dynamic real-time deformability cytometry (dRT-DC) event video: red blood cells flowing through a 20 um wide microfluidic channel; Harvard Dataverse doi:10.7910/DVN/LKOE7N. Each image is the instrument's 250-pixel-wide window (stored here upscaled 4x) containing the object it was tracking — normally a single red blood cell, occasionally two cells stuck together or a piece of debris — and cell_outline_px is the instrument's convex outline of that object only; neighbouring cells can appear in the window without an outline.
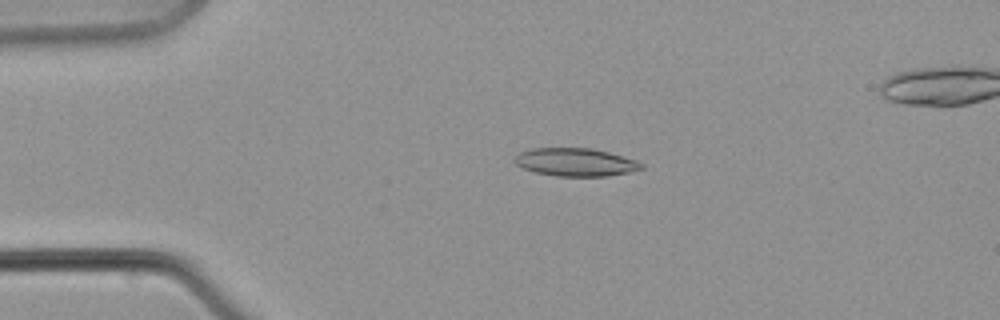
{"species": "common noctule bat (a hibernating species)", "species_latin": "Nyctalus noctula", "temperature_condition": "warm", "stored_images_in_passage": 7, "camera_frame_rate_fps": 3000, "um_per_image_px": 0.085, "animal": {"sex": "male", "body_mass_g": 21.5, "forearm_length_mm": 52.0}, "frame": {"image": 1, "passage_image": 5, "time_ms": 4.667, "image_size_px": [1000, 320], "cell_outline_px": [[644, 168], [628, 172], [608, 176], [556, 176], [536, 172], [524, 168], [516, 164], [512, 160], [520, 152], [532, 148], [592, 148], [608, 152], [636, 160], [644, 164]], "centroid_in_image_um": [48.92, 13.78], "position_along_channel_um": 36.1, "area_um2": 20.63}}